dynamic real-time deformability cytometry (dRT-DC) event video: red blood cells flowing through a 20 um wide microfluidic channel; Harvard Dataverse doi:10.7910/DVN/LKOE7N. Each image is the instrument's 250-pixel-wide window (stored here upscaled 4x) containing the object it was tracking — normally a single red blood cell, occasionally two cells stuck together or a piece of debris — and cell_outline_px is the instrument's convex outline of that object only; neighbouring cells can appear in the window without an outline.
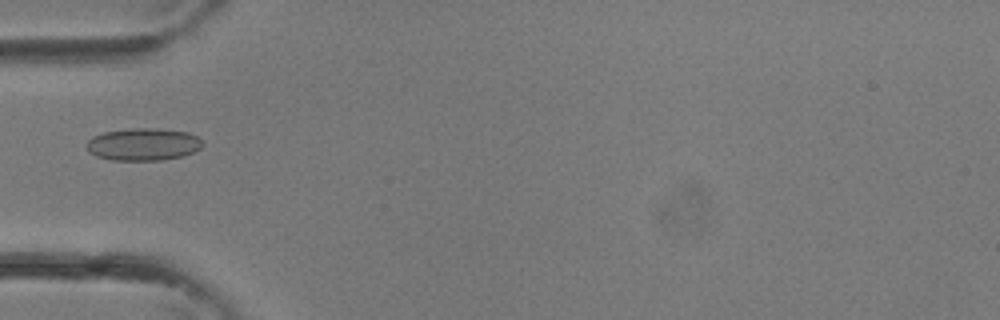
{"species": "common noctule bat (a hibernating species)", "species_latin": "Nyctalus noctula", "temperature_condition": "room temperature", "stored_images_in_passage": 33, "camera_frame_rate_fps": 3000, "um_per_image_px": 0.085, "animal": {"sex": "female"}, "frame": {"image": 1, "passage_image": 11, "time_ms": 3.333, "image_size_px": [1000, 320], "cell_outline_px": [[204, 144], [200, 148], [184, 156], [160, 160], [112, 160], [96, 156], [88, 152], [84, 144], [92, 136], [104, 132], [128, 128], [156, 128], [188, 132], [196, 136]], "centroid_in_image_um": [12.13, 12.26], "position_along_channel_um": 72.9, "area_um2": 22.08}}
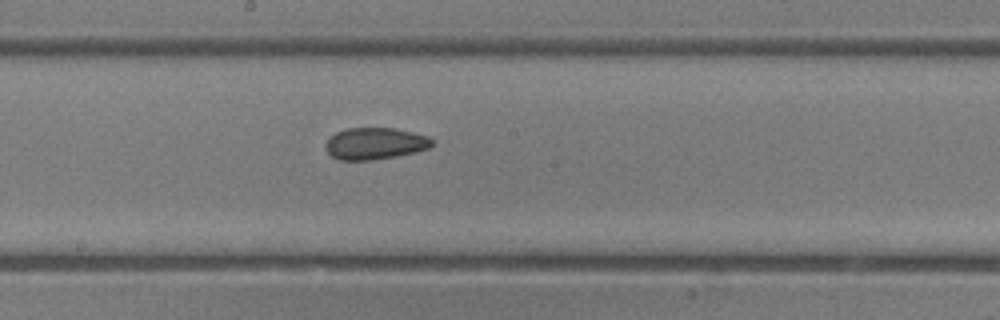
{"frame": {"image": 2, "passage_image": 18, "time_ms": 5.667, "image_size_px": [1000, 320], "cell_outline_px": [[432, 144], [428, 148], [416, 152], [396, 156], [372, 160], [340, 160], [332, 156], [328, 152], [324, 144], [336, 132], [348, 128], [396, 128], [428, 136], [432, 140]], "centroid_in_image_um": [31.87, 12.2], "position_along_channel_um": 216.3, "area_um2": 19.59}}
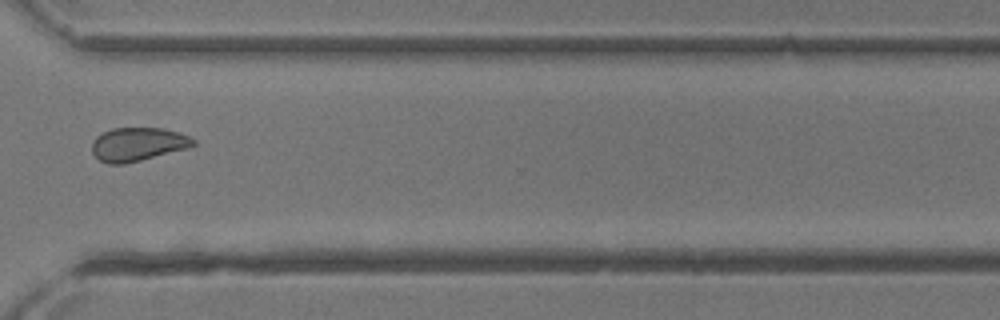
{"frame": {"image": 3, "passage_image": 25, "time_ms": 8.0, "image_size_px": [1000, 320], "cell_outline_px": [[196, 144], [188, 148], [124, 164], [108, 164], [100, 160], [92, 152], [92, 140], [96, 136], [112, 128], [164, 128], [180, 132], [196, 140]], "centroid_in_image_um": [11.72, 12.25], "position_along_channel_um": 358.9, "area_um2": 19.83}}